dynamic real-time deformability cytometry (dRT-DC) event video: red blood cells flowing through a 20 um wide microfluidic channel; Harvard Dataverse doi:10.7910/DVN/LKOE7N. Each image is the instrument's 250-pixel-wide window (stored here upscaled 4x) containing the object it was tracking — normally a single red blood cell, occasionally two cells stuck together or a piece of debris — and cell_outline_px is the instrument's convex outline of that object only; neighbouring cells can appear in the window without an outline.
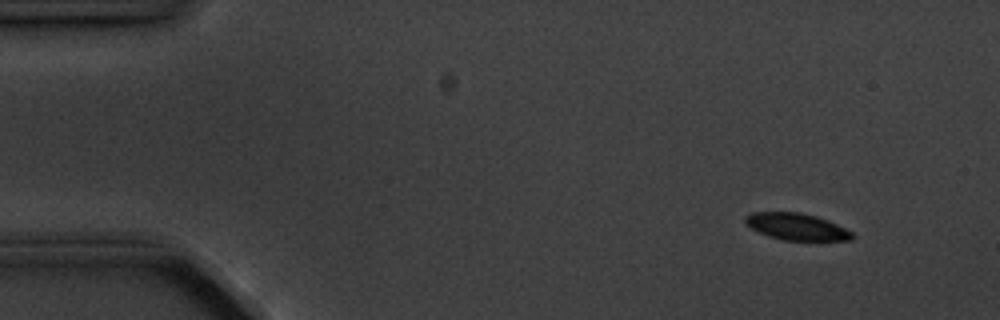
{"species": "common noctule bat (a hibernating species)", "species_latin": "Nyctalus noctula", "temperature_condition": "cold", "stored_images_in_passage": 5, "camera_frame_rate_fps": 3000, "um_per_image_px": 0.085, "animal": {"sex": "male", "body_mass_g": 20.1, "forearm_length_mm": 53.5}, "frame": {"image": 1, "passage_image": 2, "time_ms": 1.0, "image_size_px": [1000, 320], "cell_outline_px": [[856, 236], [852, 240], [784, 240], [768, 236], [744, 224], [744, 216], [752, 212], [800, 212], [816, 216], [828, 220], [852, 232]], "centroid_in_image_um": [67.69, 19.26], "position_along_channel_um": 17.3, "area_um2": 16.7}}